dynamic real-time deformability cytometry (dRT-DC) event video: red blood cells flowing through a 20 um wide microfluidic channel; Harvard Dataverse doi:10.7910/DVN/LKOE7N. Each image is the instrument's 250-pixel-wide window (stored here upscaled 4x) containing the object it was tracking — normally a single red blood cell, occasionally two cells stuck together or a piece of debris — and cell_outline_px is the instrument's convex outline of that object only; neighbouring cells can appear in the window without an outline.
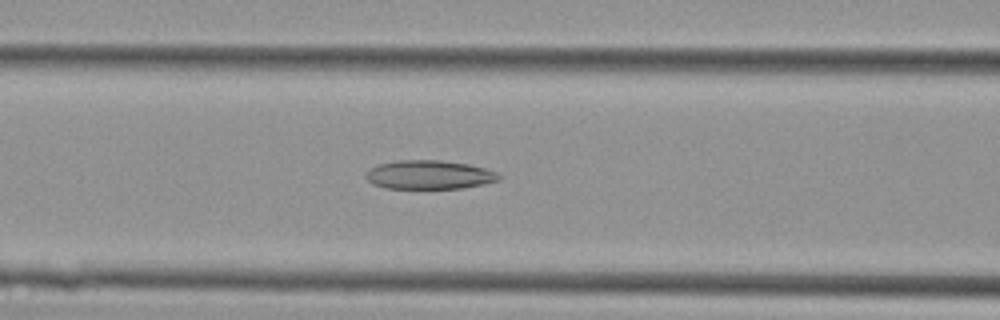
{"species": "Egyptian fruit bat (a non-hibernating species)", "species_latin": "Rousettus aegyptiacus", "temperature_condition": "cold", "stored_images_in_passage": 37, "camera_frame_rate_fps": 3000, "um_per_image_px": 0.085, "animal": {"sex": "female"}, "frame": {"image": 1, "passage_image": 12, "time_ms": 3.667, "image_size_px": [1000, 320], "cell_outline_px": [[504, 176], [500, 180], [484, 184], [464, 188], [384, 188], [372, 184], [364, 176], [368, 168], [380, 164], [400, 160], [440, 160], [468, 164], [484, 168], [496, 172]], "centroid_in_image_um": [36.49, 14.86], "position_along_channel_um": 130.1, "area_um2": 22.48}}
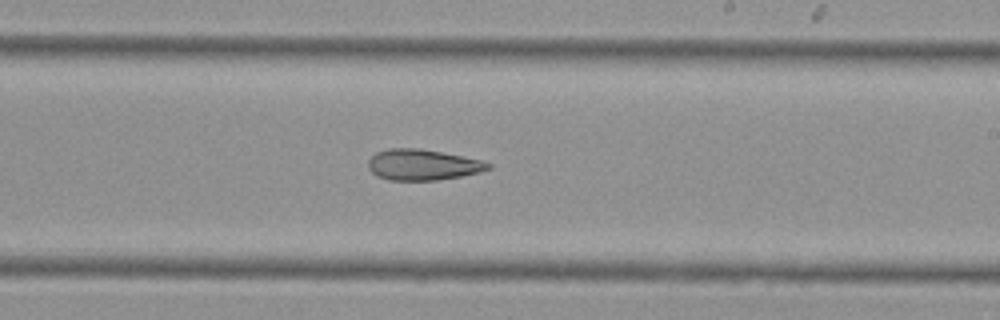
{"frame": {"image": 2, "passage_image": 20, "time_ms": 6.333, "image_size_px": [1000, 320], "cell_outline_px": [[492, 168], [480, 172], [460, 176], [436, 180], [388, 180], [376, 176], [368, 168], [368, 160], [376, 152], [388, 148], [420, 148], [480, 160], [492, 164]], "centroid_in_image_um": [35.89, 14.0], "position_along_channel_um": 253.1, "area_um2": 21.5}}
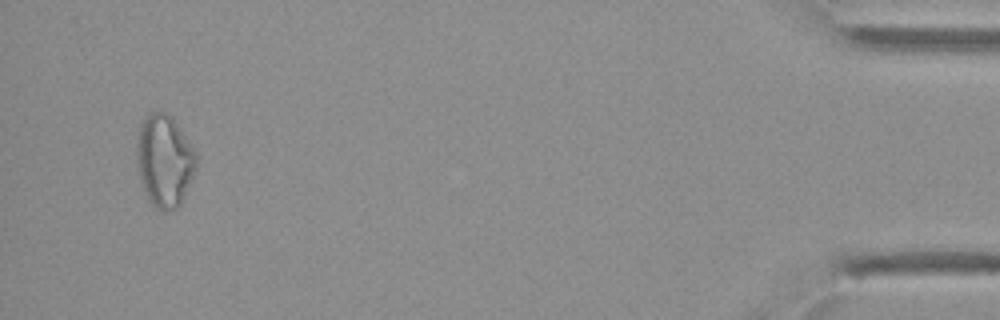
{"frame": {"image": 3, "passage_image": 36, "time_ms": 11.667, "image_size_px": [1000, 320], "cell_outline_px": [[200, 160], [180, 204], [176, 208], [168, 212], [156, 208], [148, 200], [144, 192], [140, 180], [136, 160], [136, 136], [140, 120], [148, 112], [164, 112], [172, 116], [196, 152]], "centroid_in_image_um": [13.96, 13.63], "position_along_channel_um": 421.2, "area_um2": 32.66}}